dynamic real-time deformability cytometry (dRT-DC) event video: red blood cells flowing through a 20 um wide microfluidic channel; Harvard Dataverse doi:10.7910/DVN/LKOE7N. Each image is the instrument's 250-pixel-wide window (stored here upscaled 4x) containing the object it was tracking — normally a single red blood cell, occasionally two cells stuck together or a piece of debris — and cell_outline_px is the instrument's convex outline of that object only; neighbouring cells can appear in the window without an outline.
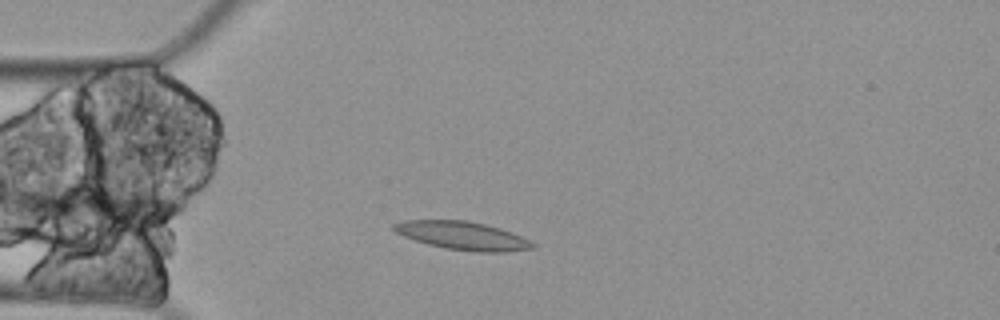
{"species": "Egyptian fruit bat (a non-hibernating species)", "species_latin": "Rousettus aegyptiacus", "temperature_condition": "cold", "stored_images_in_passage": 4, "camera_frame_rate_fps": 3000, "um_per_image_px": 0.085, "animal": {"sex": "female"}, "frame": {"image": 1, "passage_image": 4, "time_ms": 1.0, "image_size_px": [1000, 320], "cell_outline_px": [[536, 248], [504, 252], [476, 252], [448, 248], [428, 244], [404, 236], [396, 232], [392, 228], [392, 224], [404, 220], [468, 220], [500, 228], [512, 232], [536, 244]], "centroid_in_image_um": [39.34, 20.02], "position_along_channel_um": 45.7, "area_um2": 22.72}}